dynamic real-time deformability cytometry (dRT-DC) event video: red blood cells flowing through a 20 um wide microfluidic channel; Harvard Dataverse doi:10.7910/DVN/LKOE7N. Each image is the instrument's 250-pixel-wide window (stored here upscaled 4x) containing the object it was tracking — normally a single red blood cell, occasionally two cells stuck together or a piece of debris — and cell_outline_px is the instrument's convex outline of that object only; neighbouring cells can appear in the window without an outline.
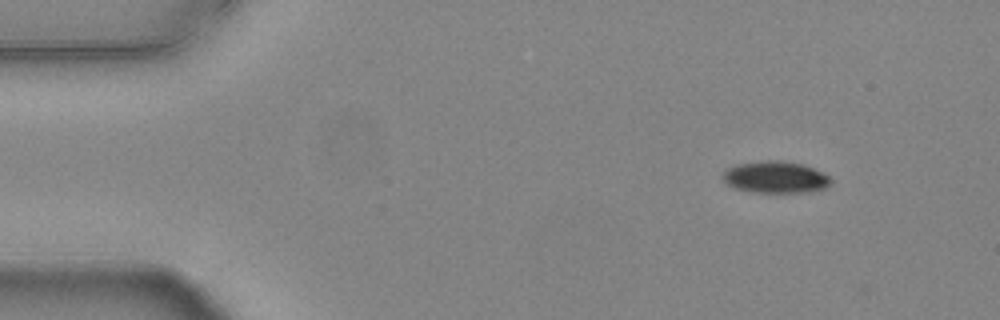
{"species": "common noctule bat (a hibernating species)", "species_latin": "Nyctalus noctula", "temperature_condition": "warm", "stored_images_in_passage": 49, "camera_frame_rate_fps": 3000, "um_per_image_px": 0.085, "animal": {"sex": "female", "body_mass_g": 24.6, "forearm_length_mm": 56.2}, "frame": {"image": 1, "passage_image": 1, "time_ms": 0.0, "image_size_px": [1000, 320], "cell_outline_px": [[832, 184], [824, 188], [812, 192], [752, 192], [736, 188], [728, 184], [724, 180], [724, 172], [728, 168], [740, 164], [768, 160], [776, 160], [804, 164], [828, 176], [832, 180]], "centroid_in_image_um": [65.96, 15.07], "position_along_channel_um": 19.0, "area_um2": 19.71}}
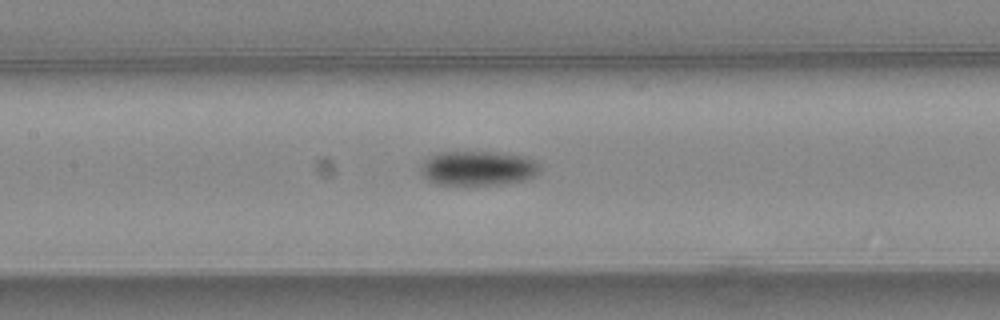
{"frame": {"image": 2, "passage_image": 20, "time_ms": 6.333, "image_size_px": [1000, 320], "cell_outline_px": [[540, 172], [536, 176], [528, 180], [504, 184], [436, 184], [428, 180], [420, 172], [420, 168], [424, 160], [428, 156], [440, 152], [504, 152], [528, 156], [536, 160], [540, 164]], "centroid_in_image_um": [40.7, 14.28], "position_along_channel_um": 166.7, "area_um2": 24.51}}
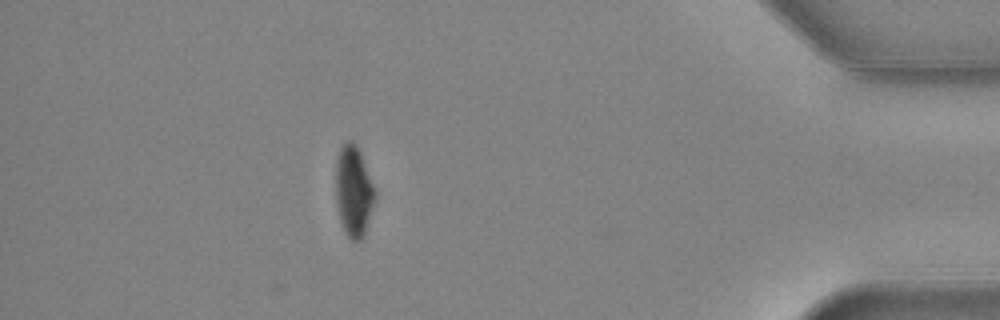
{"frame": {"image": 3, "passage_image": 43, "time_ms": 14.0, "image_size_px": [1000, 320], "cell_outline_px": [[376, 196], [364, 236], [360, 240], [352, 240], [348, 236], [340, 220], [336, 200], [336, 160], [340, 148], [348, 140], [352, 140], [356, 144], [360, 152], [376, 192]], "centroid_in_image_um": [30.06, 16.24], "position_along_channel_um": 405.1, "area_um2": 20.52}, "authors_computed_cell_mechanics": {"area_um2": 22.4264, "velocity_mm_per_s": 3.7772, "shape_relaxation_time_tau1_ms": 2.5076, "shape_relaxation_time_tau2_ms": null, "deformation_change_tau1": 0.1103, "deformation_change_tau2": null}}